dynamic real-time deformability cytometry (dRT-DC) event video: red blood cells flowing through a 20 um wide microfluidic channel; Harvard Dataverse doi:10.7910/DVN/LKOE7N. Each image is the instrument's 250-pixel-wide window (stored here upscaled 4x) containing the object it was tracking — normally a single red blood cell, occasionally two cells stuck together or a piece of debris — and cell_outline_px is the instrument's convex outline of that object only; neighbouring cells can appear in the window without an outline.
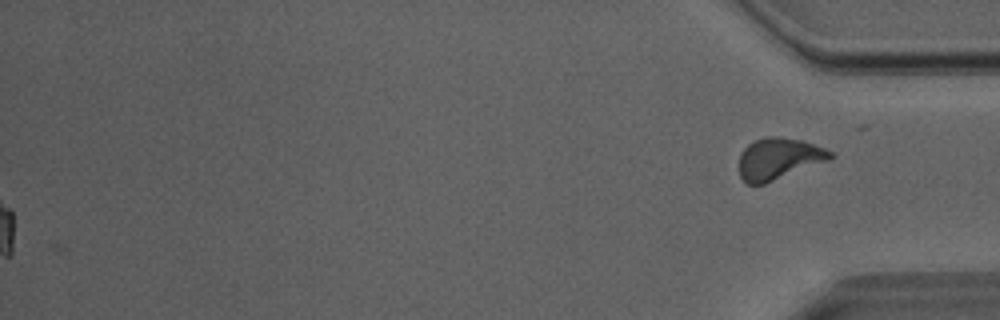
{"species": "Egyptian fruit bat (a non-hibernating species)", "species_latin": "Rousettus aegyptiacus", "temperature_condition": "room temperature", "stored_images_in_passage": 39, "camera_frame_rate_fps": 3000, "um_per_image_px": 0.085, "animal": {"sex": "male"}, "frame": {"image": 1, "passage_image": 39, "time_ms": 12.667, "image_size_px": [1000, 320], "cell_outline_px": [[836, 156], [828, 160], [764, 184], [744, 184], [740, 176], [740, 152], [748, 144], [764, 136], [776, 136], [804, 140], [824, 148], [832, 152]], "centroid_in_image_um": [66.18, 13.48], "position_along_channel_um": 369.0, "area_um2": 22.08}, "authors_computed_cell_mechanics": {"area_um2": 17.1088, "velocity_mm_per_s": 4.0466, "shape_relaxation_time_tau1_ms": null, "shape_relaxation_time_tau2_ms": 2.1586, "deformation_change_tau1": null, "deformation_change_tau2": 0.0905}}